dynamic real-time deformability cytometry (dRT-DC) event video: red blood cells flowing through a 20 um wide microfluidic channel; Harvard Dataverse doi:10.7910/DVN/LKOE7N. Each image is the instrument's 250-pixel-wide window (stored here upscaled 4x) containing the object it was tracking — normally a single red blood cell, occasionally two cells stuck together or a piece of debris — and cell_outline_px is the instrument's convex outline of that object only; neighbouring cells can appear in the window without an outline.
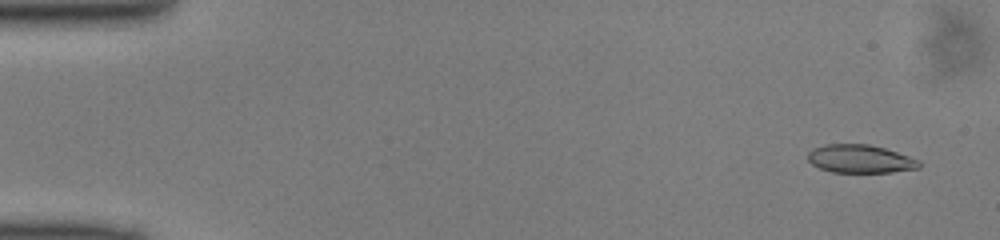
{"species": "common noctule bat (a hibernating species)", "species_latin": "Nyctalus noctula", "temperature_condition": "cold", "stored_images_in_passage": 49, "camera_frame_rate_fps": 3000, "um_per_image_px": 0.085, "animal": {"sex": "male", "body_mass_g": 13.0, "forearm_length_mm": 53.1}, "frame": {"image": 1, "passage_image": 3, "time_ms": 0.667, "image_size_px": [1000, 240], "cell_outline_px": [[920, 168], [892, 172], [832, 172], [820, 168], [812, 164], [808, 160], [808, 152], [812, 148], [824, 144], [868, 144], [884, 148], [920, 160]], "centroid_in_image_um": [73.1, 13.5], "position_along_channel_um": 11.9, "area_um2": 18.26}}
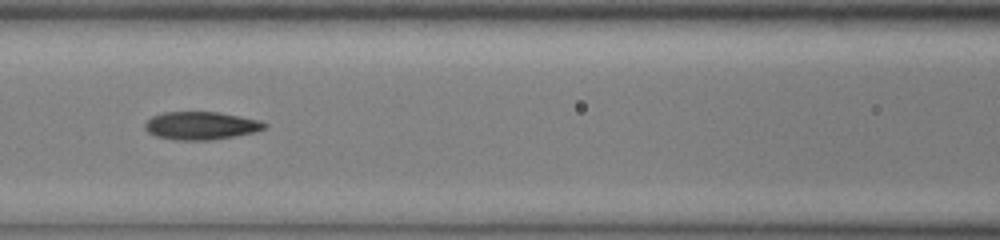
{"frame": {"image": 2, "passage_image": 22, "time_ms": 7.0, "image_size_px": [1000, 240], "cell_outline_px": [[268, 128], [252, 132], [232, 136], [208, 140], [180, 140], [156, 136], [148, 132], [144, 128], [144, 124], [152, 116], [164, 112], [216, 112], [240, 116], [260, 120], [268, 124]], "centroid_in_image_um": [17.08, 10.67], "position_along_channel_um": 149.5, "area_um2": 19.31}}
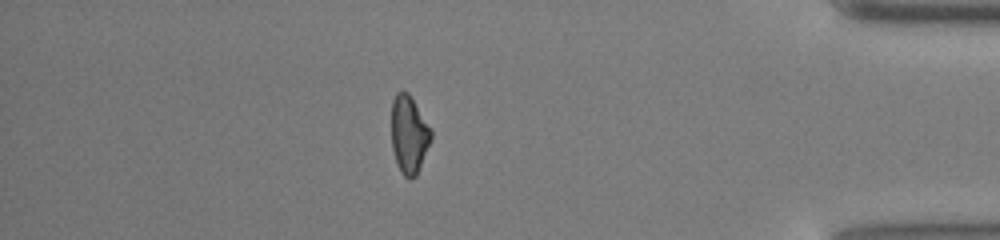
{"frame": {"image": 3, "passage_image": 43, "time_ms": 14.0, "image_size_px": [1000, 240], "cell_outline_px": [[432, 140], [416, 176], [408, 180], [400, 172], [392, 148], [392, 100], [396, 92], [408, 92], [432, 128]], "centroid_in_image_um": [34.79, 11.44], "position_along_channel_um": 400.4, "area_um2": 18.15}}